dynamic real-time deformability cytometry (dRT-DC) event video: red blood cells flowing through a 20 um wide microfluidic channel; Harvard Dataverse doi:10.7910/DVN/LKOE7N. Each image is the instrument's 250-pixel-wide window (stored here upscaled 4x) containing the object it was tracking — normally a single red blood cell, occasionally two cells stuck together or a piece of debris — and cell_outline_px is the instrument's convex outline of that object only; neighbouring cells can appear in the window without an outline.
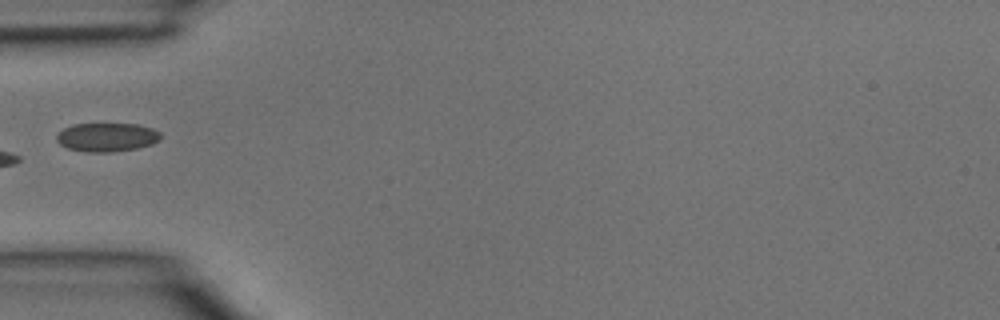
{"species": "common noctule bat (a hibernating species)", "species_latin": "Nyctalus noctula", "temperature_condition": "room temperature", "stored_images_in_passage": 3, "camera_frame_rate_fps": 3000, "um_per_image_px": 0.085, "animal": {"sex": "male", "body_mass_g": 15.6}, "frame": {"image": 1, "passage_image": 3, "time_ms": 0.667, "image_size_px": [1000, 320], "cell_outline_px": [[160, 140], [152, 144], [136, 148], [112, 152], [84, 152], [68, 148], [60, 144], [56, 140], [56, 136], [64, 128], [72, 124], [136, 124], [152, 128], [160, 132]], "centroid_in_image_um": [9.08, 11.66], "position_along_channel_um": 75.9, "area_um2": 17.4}}